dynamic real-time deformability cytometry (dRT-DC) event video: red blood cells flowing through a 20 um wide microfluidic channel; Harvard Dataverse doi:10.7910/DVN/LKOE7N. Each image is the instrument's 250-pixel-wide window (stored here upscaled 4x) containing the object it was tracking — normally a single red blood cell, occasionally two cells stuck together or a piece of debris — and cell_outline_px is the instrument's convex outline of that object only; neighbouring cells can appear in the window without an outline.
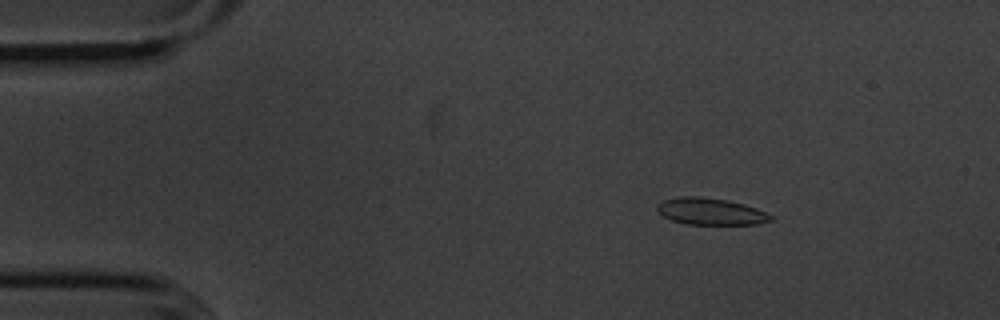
{"species": "common noctule bat (a hibernating species)", "species_latin": "Nyctalus noctula", "temperature_condition": "cold", "stored_images_in_passage": 55, "camera_frame_rate_fps": 3000, "um_per_image_px": 0.085, "animal": {"sex": "male", "body_mass_g": 20.1, "forearm_length_mm": 53.5}, "frame": {"image": 1, "passage_image": 8, "time_ms": 2.333, "image_size_px": [1000, 320], "cell_outline_px": [[772, 220], [756, 224], [688, 224], [672, 220], [656, 212], [656, 204], [664, 200], [680, 196], [700, 196], [728, 200], [744, 204], [756, 208], [772, 216]], "centroid_in_image_um": [60.35, 17.96], "position_along_channel_um": 24.6, "area_um2": 17.69}}
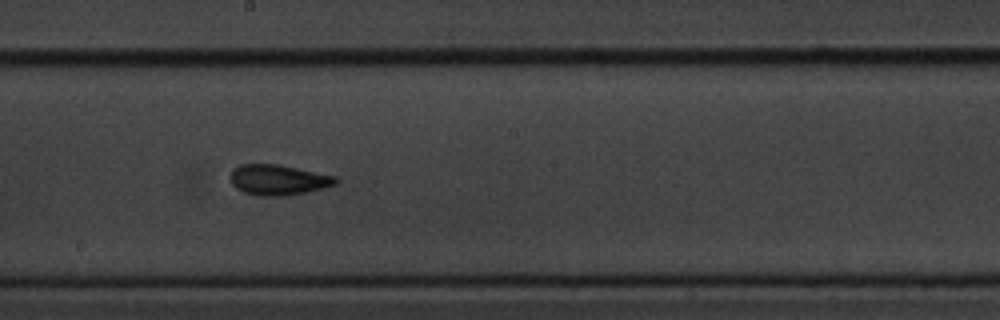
{"frame": {"image": 2, "passage_image": 30, "time_ms": 9.667, "image_size_px": [1000, 320], "cell_outline_px": [[340, 180], [336, 184], [308, 192], [284, 196], [256, 196], [244, 192], [236, 188], [232, 184], [228, 176], [232, 168], [240, 164], [280, 164], [336, 176]], "centroid_in_image_um": [23.62, 15.28], "position_along_channel_um": 224.6, "area_um2": 19.07}}
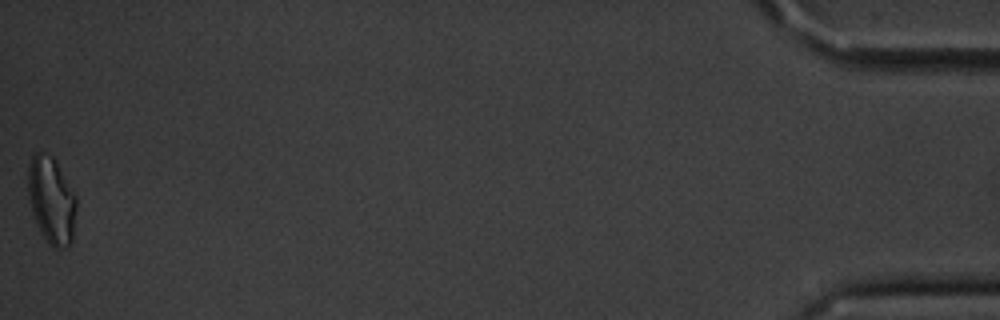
{"frame": {"image": 3, "passage_image": 55, "time_ms": 18.0, "image_size_px": [1000, 320], "cell_outline_px": [[76, 208], [72, 244], [68, 248], [52, 248], [48, 244], [36, 224], [28, 200], [28, 164], [32, 156], [36, 152], [40, 152], [52, 156], [56, 160], [76, 196]], "centroid_in_image_um": [4.37, 17.05], "position_along_channel_um": 430.8, "area_um2": 24.85}, "authors_computed_cell_mechanics": {"area_um2": 17.918, "velocity_mm_per_s": 3.6157, "shape_relaxation_time_tau1_ms": 3.2452, "shape_relaxation_time_tau2_ms": 2.1967, "deformation_change_tau1": 0.1124, "deformation_change_tau2": 0.0687}}